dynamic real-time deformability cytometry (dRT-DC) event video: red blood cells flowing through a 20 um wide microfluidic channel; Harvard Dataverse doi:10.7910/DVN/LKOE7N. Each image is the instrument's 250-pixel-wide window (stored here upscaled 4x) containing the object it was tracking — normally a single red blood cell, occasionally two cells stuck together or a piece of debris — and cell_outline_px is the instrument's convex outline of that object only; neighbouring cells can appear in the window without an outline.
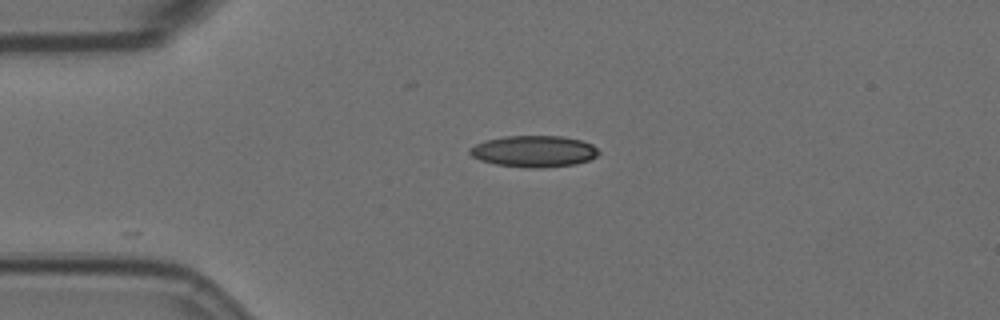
{"species": "Egyptian fruit bat (a non-hibernating species)", "species_latin": "Rousettus aegyptiacus", "temperature_condition": "room temperature", "stored_images_in_passage": 5, "camera_frame_rate_fps": 3000, "um_per_image_px": 0.085, "animal": {"sex": "female"}, "frame": {"image": 1, "passage_image": 1, "time_ms": 0.0, "image_size_px": [1000, 320], "cell_outline_px": [[600, 152], [596, 156], [588, 160], [576, 164], [540, 168], [528, 168], [496, 164], [480, 160], [472, 156], [468, 152], [468, 148], [484, 140], [504, 136], [560, 136], [580, 140], [592, 144]], "centroid_in_image_um": [45.35, 12.86], "position_along_channel_um": 39.6, "area_um2": 23.64}}